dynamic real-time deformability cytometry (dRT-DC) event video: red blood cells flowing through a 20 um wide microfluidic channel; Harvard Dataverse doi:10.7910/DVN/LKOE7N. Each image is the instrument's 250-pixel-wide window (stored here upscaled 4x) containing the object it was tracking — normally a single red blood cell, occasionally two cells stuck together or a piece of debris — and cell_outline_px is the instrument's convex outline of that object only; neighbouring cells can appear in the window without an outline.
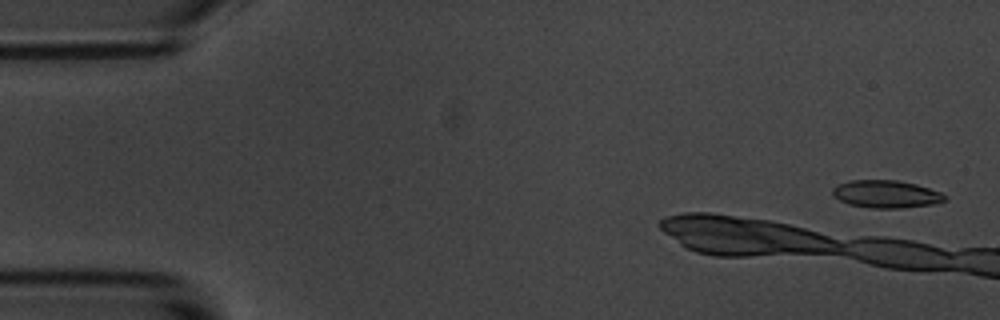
{"species": "common noctule bat (a hibernating species)", "species_latin": "Nyctalus noctula", "temperature_condition": "room temperature", "stored_images_in_passage": 11, "camera_frame_rate_fps": 3000, "um_per_image_px": 0.085, "animal": {"sex": "male", "body_mass_g": 20.1, "forearm_length_mm": 53.5}, "frame": {"image": 1, "passage_image": 2, "time_ms": 0.333, "image_size_px": [1000, 320], "cell_outline_px": [[948, 200], [932, 204], [900, 208], [872, 208], [848, 204], [832, 196], [832, 188], [836, 184], [848, 180], [896, 180], [916, 184], [940, 192], [948, 196]], "centroid_in_image_um": [75.29, 16.49], "position_along_channel_um": 9.7, "area_um2": 18.21}}